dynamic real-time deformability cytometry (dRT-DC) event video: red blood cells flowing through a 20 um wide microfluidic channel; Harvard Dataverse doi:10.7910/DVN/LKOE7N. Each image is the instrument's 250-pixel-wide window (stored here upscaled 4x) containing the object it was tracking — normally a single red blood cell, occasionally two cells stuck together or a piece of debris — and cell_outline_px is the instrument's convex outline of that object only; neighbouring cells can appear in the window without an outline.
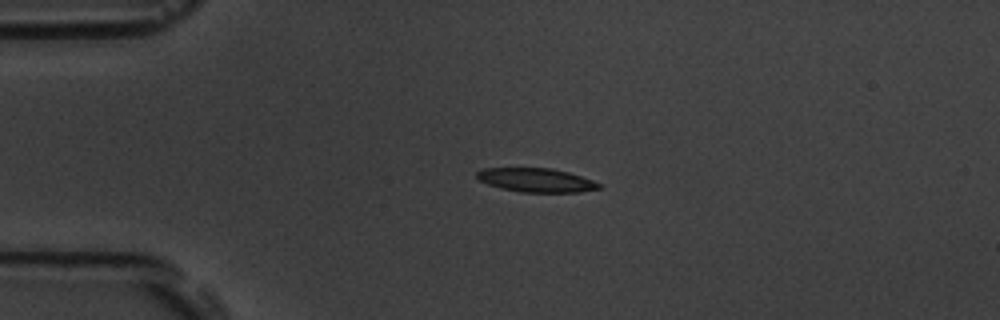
{"species": "common noctule bat (a hibernating species)", "species_latin": "Nyctalus noctula", "temperature_condition": "room temperature", "stored_images_in_passage": 44, "camera_frame_rate_fps": 3000, "um_per_image_px": 0.085, "animal": {"sex": "male", "body_mass_g": 19.5, "forearm_length_mm": 54.6}, "frame": {"image": 1, "passage_image": 1, "time_ms": 0.0, "image_size_px": [1000, 320], "cell_outline_px": [[604, 188], [580, 192], [520, 192], [500, 188], [488, 184], [480, 180], [476, 176], [476, 172], [480, 168], [552, 168], [568, 172], [592, 180], [600, 184]], "centroid_in_image_um": [45.57, 15.31], "position_along_channel_um": 39.4, "area_um2": 17.05}}
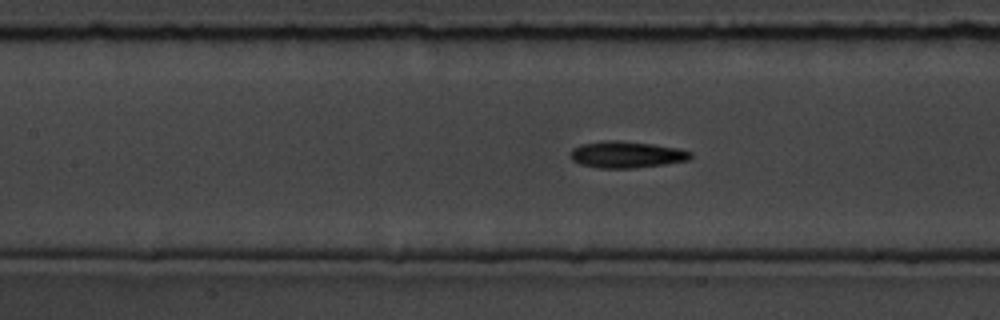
{"frame": {"image": 2, "passage_image": 13, "time_ms": 4.0, "image_size_px": [1000, 320], "cell_outline_px": [[692, 156], [688, 160], [664, 164], [632, 168], [596, 168], [580, 164], [572, 160], [572, 148], [580, 144], [604, 140], [616, 140], [652, 144], [676, 148], [692, 152]], "centroid_in_image_um": [53.22, 13.14], "position_along_channel_um": 154.2, "area_um2": 18.5}}
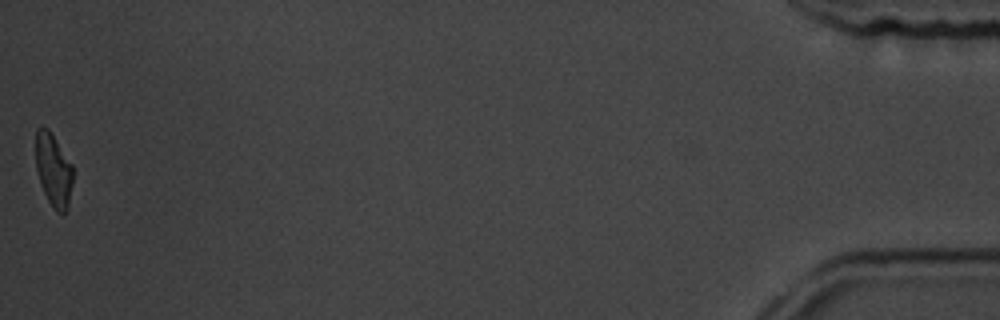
{"frame": {"image": 3, "passage_image": 44, "time_ms": 14.333, "image_size_px": [1000, 320], "cell_outline_px": [[72, 184], [68, 208], [64, 212], [56, 212], [48, 200], [44, 192], [36, 168], [36, 128], [48, 128], [72, 164]], "centroid_in_image_um": [4.55, 14.45], "position_along_channel_um": 430.7, "area_um2": 15.55}, "authors_computed_cell_mechanics": {"area_um2": 17.7446, "velocity_mm_per_s": 3.6348, "shape_relaxation_time_tau1_ms": 4.4678, "shape_relaxation_time_tau2_ms": 3.3792, "deformation_change_tau1": 0.1412, "deformation_change_tau2": 0.1128}}